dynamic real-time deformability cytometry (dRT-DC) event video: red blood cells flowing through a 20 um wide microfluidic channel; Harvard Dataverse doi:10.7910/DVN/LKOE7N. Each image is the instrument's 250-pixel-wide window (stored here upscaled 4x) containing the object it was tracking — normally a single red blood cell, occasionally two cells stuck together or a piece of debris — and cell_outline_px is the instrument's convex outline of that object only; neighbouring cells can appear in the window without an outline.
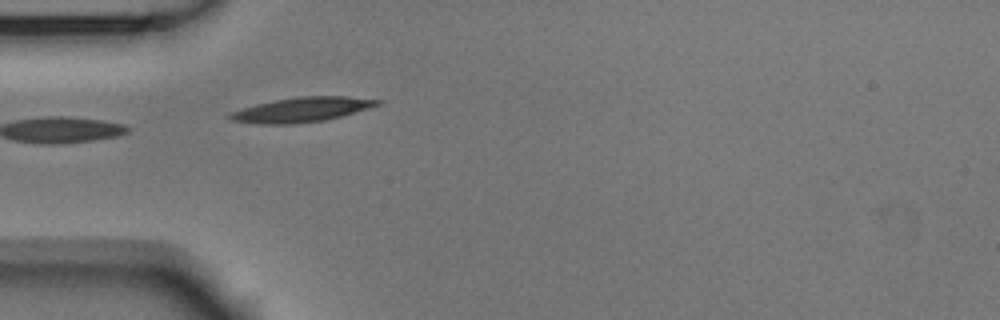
{"species": "Egyptian fruit bat (a non-hibernating species)", "species_latin": "Rousettus aegyptiacus", "temperature_condition": "room temperature", "stored_images_in_passage": 25, "camera_frame_rate_fps": 3000, "um_per_image_px": 0.085, "animal": {"sex": "male"}, "frame": {"image": 1, "passage_image": 1, "time_ms": 0.0, "image_size_px": [1000, 320], "cell_outline_px": [[384, 100], [380, 104], [340, 116], [324, 120], [292, 124], [256, 124], [232, 120], [224, 116], [232, 112], [256, 104], [296, 96], [348, 96]], "centroid_in_image_um": [25.63, 9.31], "position_along_channel_um": 59.4, "area_um2": 21.04}}